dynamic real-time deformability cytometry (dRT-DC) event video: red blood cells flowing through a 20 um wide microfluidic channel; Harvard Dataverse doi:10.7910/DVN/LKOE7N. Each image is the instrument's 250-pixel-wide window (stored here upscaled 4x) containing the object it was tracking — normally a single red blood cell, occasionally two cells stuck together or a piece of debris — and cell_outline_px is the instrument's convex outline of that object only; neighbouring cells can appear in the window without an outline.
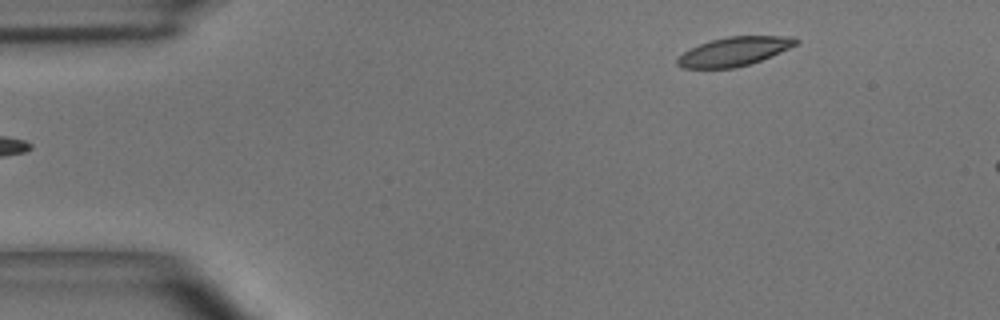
{"species": "common noctule bat (a hibernating species)", "species_latin": "Nyctalus noctula", "temperature_condition": "room temperature", "stored_images_in_passage": 3, "segment_of_instrument_passage": [2, 2], "camera_frame_rate_fps": 3000, "um_per_image_px": 0.085, "animal": {"sex": "male", "body_mass_g": 15.6}, "frame": {"image": 1, "passage_image": 3, "time_ms": 0.667, "image_size_px": [1000, 320], "cell_outline_px": [[800, 40], [796, 44], [788, 48], [760, 60], [736, 68], [684, 68], [676, 64], [676, 60], [684, 52], [700, 44], [712, 40], [728, 36], [796, 36]], "centroid_in_image_um": [62.41, 4.37], "position_along_channel_um": 22.6, "area_um2": 19.65}}